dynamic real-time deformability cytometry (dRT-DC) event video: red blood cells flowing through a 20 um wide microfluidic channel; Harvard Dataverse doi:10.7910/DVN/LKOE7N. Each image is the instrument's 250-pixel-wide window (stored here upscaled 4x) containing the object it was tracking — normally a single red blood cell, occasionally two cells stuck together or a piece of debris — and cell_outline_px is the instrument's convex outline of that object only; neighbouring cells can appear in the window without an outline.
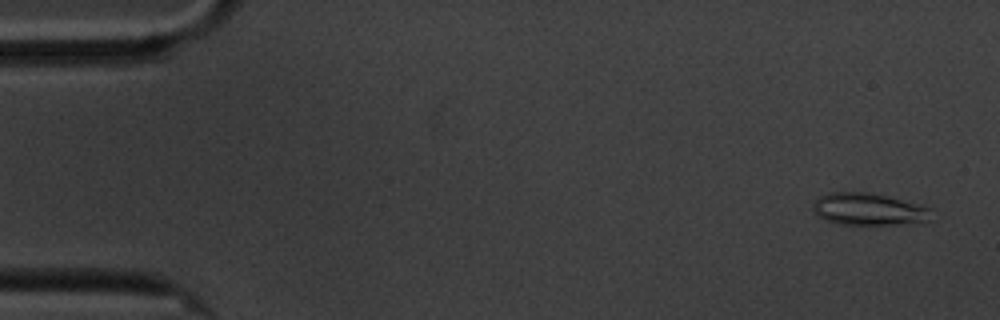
{"species": "common noctule bat (a hibernating species)", "species_latin": "Nyctalus noctula", "temperature_condition": "cold", "stored_images_in_passage": 5, "camera_frame_rate_fps": 3000, "um_per_image_px": 0.085, "animal": {"sex": "male", "body_mass_g": 20.1, "forearm_length_mm": 53.5}, "frame": {"image": 1, "passage_image": 1, "time_ms": 0.0, "image_size_px": [1000, 320], "cell_outline_px": [[932, 208], [928, 220], [892, 224], [840, 224], [816, 216], [812, 208], [812, 204], [820, 196], [828, 192], [872, 192], [888, 196]], "centroid_in_image_um": [73.76, 17.76], "position_along_channel_um": 11.2, "area_um2": 21.91}}
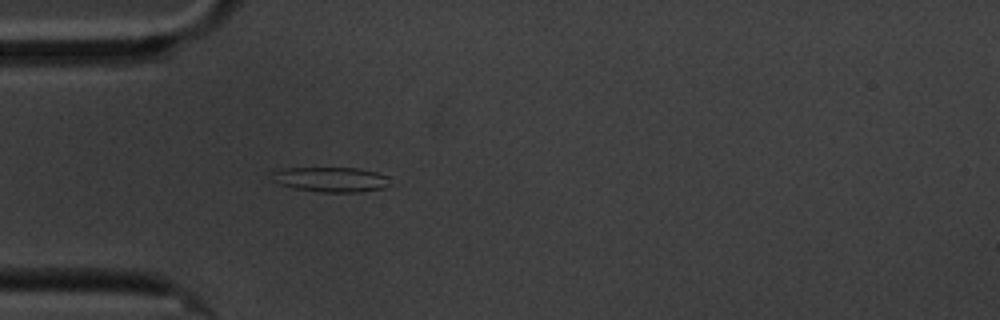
{"frame": {"image": 2, "passage_image": 5, "time_ms": 4.667, "image_size_px": [1000, 320], "cell_outline_px": [[388, 184], [384, 188], [356, 192], [320, 192], [296, 188], [280, 184], [272, 180], [272, 172], [288, 168], [360, 168], [376, 172], [388, 176]], "centroid_in_image_um": [28.14, 15.25], "position_along_channel_um": 56.9, "area_um2": 16.94}}